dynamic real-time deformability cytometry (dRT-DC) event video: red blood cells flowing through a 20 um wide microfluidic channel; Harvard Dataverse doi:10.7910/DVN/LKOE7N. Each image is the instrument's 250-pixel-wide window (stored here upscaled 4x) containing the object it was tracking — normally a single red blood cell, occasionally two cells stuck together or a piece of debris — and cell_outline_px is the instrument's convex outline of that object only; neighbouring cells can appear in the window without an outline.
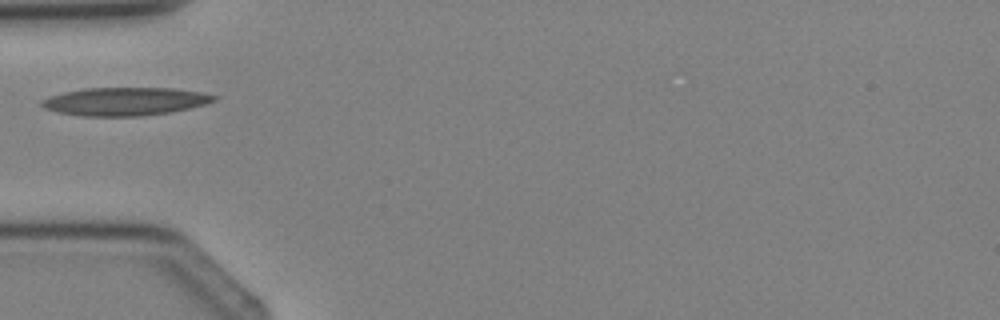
{"species": "Egyptian fruit bat (a non-hibernating species)", "species_latin": "Rousettus aegyptiacus", "temperature_condition": "cold", "stored_images_in_passage": 3, "camera_frame_rate_fps": 3000, "um_per_image_px": 0.085, "animal": {"sex": "female"}, "frame": {"image": 1, "passage_image": 3, "time_ms": 2.333, "image_size_px": [1000, 320], "cell_outline_px": [[220, 96], [216, 100], [204, 104], [172, 112], [140, 116], [80, 116], [56, 112], [44, 108], [40, 104], [40, 100], [48, 96], [64, 92], [84, 88], [172, 88], [200, 92]], "centroid_in_image_um": [10.58, 8.62], "position_along_channel_um": 74.4, "area_um2": 28.38}}